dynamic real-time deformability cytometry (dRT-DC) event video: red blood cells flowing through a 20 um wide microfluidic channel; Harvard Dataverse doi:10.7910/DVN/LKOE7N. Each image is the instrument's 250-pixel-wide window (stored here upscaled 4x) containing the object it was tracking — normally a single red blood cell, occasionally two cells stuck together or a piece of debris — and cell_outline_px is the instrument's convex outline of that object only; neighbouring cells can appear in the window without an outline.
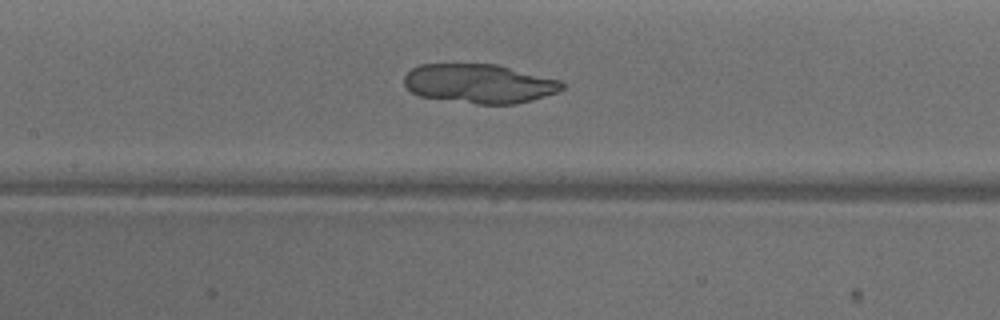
{"species": "common noctule bat (a hibernating species)", "species_latin": "Nyctalus noctula", "temperature_condition": "warm", "stored_images_in_passage": 49, "camera_frame_rate_fps": 3000, "um_per_image_px": 0.085, "animal": {"sex": "male", "body_mass_g": 18.8}, "frame": {"image": 1, "passage_image": 22, "time_ms": 7.0, "image_size_px": [1000, 320], "cell_outline_px": [[564, 88], [556, 92], [544, 96], [516, 104], [476, 104], [420, 96], [412, 92], [404, 84], [404, 76], [412, 68], [420, 64], [496, 64], [560, 80], [564, 84]], "centroid_in_image_um": [40.72, 7.1], "position_along_channel_um": 166.7, "area_um2": 35.84}}
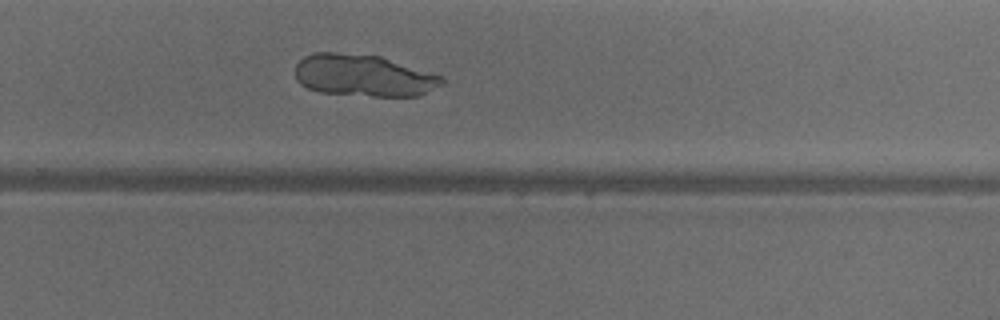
{"frame": {"image": 2, "passage_image": 32, "time_ms": 10.333, "image_size_px": [1000, 320], "cell_outline_px": [[444, 84], [416, 96], [376, 96], [320, 92], [308, 88], [300, 84], [296, 80], [296, 64], [304, 56], [312, 52], [336, 52], [380, 56], [440, 76], [444, 80]], "centroid_in_image_um": [30.84, 6.41], "position_along_channel_um": 299.0, "area_um2": 35.49}}